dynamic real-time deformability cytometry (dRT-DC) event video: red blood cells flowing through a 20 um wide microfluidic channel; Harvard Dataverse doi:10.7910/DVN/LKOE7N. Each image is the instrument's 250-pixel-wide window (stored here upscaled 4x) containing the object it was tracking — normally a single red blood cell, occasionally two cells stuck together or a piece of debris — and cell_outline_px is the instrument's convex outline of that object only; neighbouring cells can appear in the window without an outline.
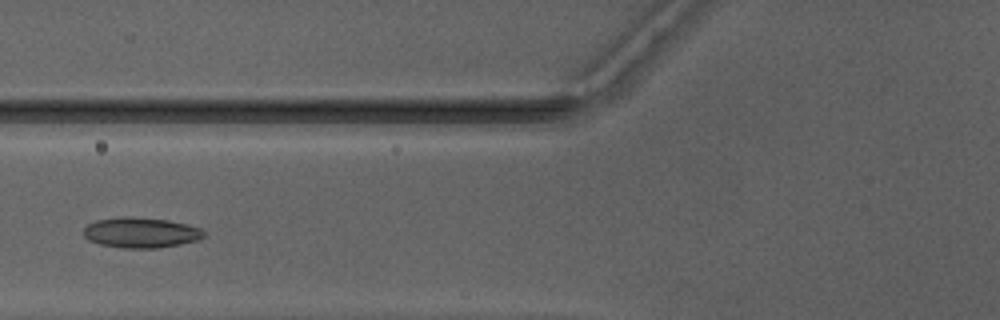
{"species": "Egyptian fruit bat (a non-hibernating species)", "species_latin": "Rousettus aegyptiacus", "temperature_condition": "warm", "stored_images_in_passage": 36, "camera_frame_rate_fps": 3000, "um_per_image_px": 0.085, "animal": {"sex": "male"}, "frame": {"image": 1, "passage_image": 7, "time_ms": 2.0, "image_size_px": [1000, 320], "cell_outline_px": [[208, 232], [204, 236], [196, 240], [180, 244], [160, 248], [120, 248], [100, 244], [88, 240], [84, 236], [84, 228], [88, 224], [96, 220], [124, 216], [128, 216], [168, 220], [188, 224], [200, 228]], "centroid_in_image_um": [11.98, 19.77], "position_along_channel_um": 113.8, "area_um2": 21.44}}
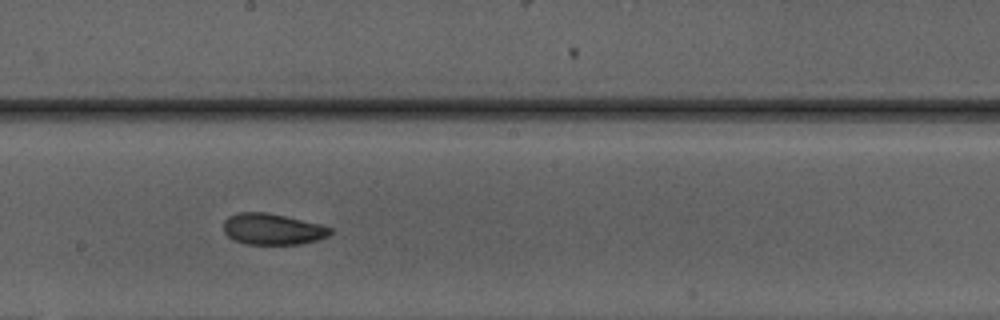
{"frame": {"image": 2, "passage_image": 15, "time_ms": 4.667, "image_size_px": [1000, 320], "cell_outline_px": [[332, 232], [328, 236], [316, 240], [300, 244], [244, 244], [232, 240], [224, 232], [224, 220], [228, 216], [236, 212], [264, 212], [284, 216], [320, 224], [332, 228]], "centroid_in_image_um": [23.13, 19.48], "position_along_channel_um": 225.1, "area_um2": 19.42}}
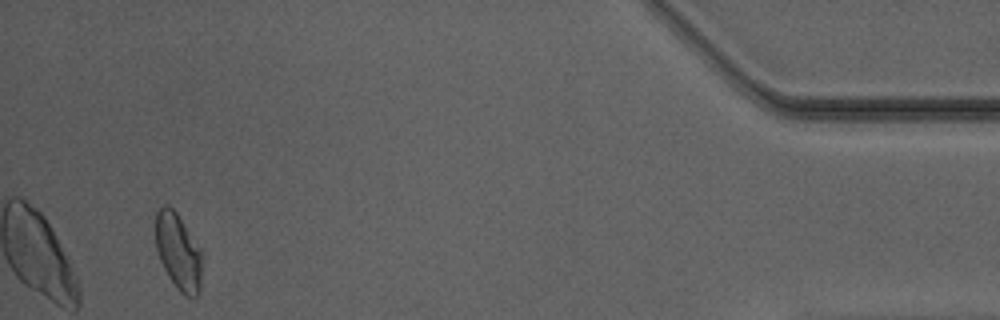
{"frame": {"image": 3, "passage_image": 34, "time_ms": 11.0, "image_size_px": [1000, 320], "cell_outline_px": [[200, 288], [196, 296], [184, 296], [176, 288], [164, 268], [160, 260], [156, 248], [156, 212], [164, 204], [168, 204], [176, 212], [200, 252]], "centroid_in_image_um": [15.1, 21.4], "position_along_channel_um": 420.1, "area_um2": 19.88}, "authors_computed_cell_mechanics": {"area_um2": 20.3167, "velocity_mm_per_s": 4.1733, "shape_relaxation_time_tau1_ms": null, "shape_relaxation_time_tau2_ms": 2.3405, "deformation_change_tau1": null, "deformation_change_tau2": 0.0719}}